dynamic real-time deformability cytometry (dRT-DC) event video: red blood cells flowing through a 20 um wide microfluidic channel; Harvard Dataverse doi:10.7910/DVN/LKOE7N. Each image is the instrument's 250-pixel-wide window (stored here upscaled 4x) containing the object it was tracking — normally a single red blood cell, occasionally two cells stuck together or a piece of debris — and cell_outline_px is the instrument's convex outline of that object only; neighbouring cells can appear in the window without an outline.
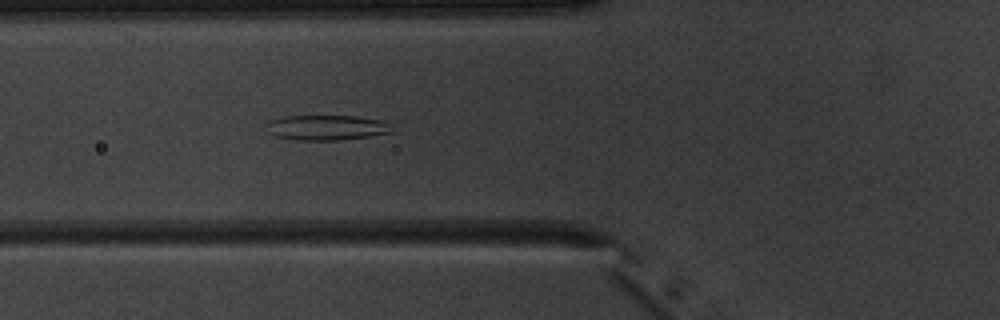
{"species": "common noctule bat (a hibernating species)", "species_latin": "Nyctalus noctula", "temperature_condition": "warm", "stored_images_in_passage": 6, "camera_frame_rate_fps": 3000, "um_per_image_px": 0.085, "animal": {"sex": "male", "body_mass_g": 20.1, "forearm_length_mm": 53.5}, "frame": {"image": 1, "passage_image": 6, "time_ms": 5.667, "image_size_px": [1000, 320], "cell_outline_px": [[392, 132], [368, 136], [336, 140], [296, 140], [276, 136], [268, 132], [268, 120], [284, 116], [356, 116], [380, 120], [392, 124]], "centroid_in_image_um": [27.76, 10.84], "position_along_channel_um": 98.0, "area_um2": 18.26}}